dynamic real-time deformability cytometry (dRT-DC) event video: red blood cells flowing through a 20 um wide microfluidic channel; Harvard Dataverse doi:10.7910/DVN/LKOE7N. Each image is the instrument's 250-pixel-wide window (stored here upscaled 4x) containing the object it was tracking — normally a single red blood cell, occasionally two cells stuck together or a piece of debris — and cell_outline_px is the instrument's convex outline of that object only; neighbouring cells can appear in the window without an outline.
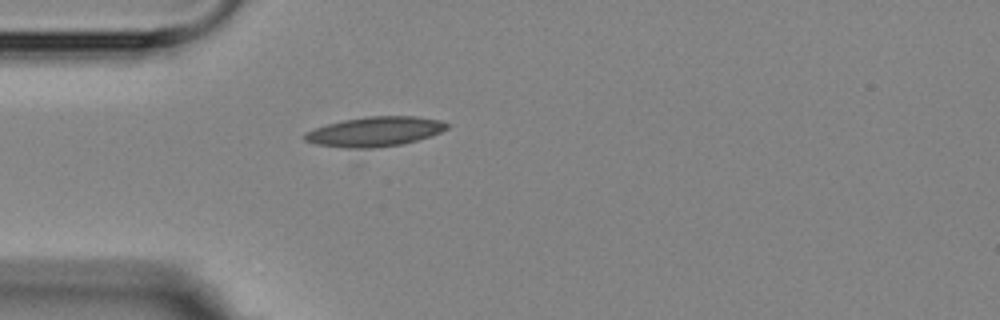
{"species": "Egyptian fruit bat (a non-hibernating species)", "species_latin": "Rousettus aegyptiacus", "temperature_condition": "room temperature", "stored_images_in_passage": 3, "camera_frame_rate_fps": 3000, "um_per_image_px": 0.085, "animal": {"sex": "female"}, "frame": {"image": 1, "passage_image": 3, "time_ms": 2.333, "image_size_px": [1000, 320], "cell_outline_px": [[452, 124], [448, 128], [440, 132], [360, 164], [304, 140], [300, 136], [304, 132], [328, 124], [344, 120], [364, 116], [416, 116], [440, 120]], "centroid_in_image_um": [31.68, 11.5], "position_along_channel_um": 53.3, "area_um2": 30.35}}